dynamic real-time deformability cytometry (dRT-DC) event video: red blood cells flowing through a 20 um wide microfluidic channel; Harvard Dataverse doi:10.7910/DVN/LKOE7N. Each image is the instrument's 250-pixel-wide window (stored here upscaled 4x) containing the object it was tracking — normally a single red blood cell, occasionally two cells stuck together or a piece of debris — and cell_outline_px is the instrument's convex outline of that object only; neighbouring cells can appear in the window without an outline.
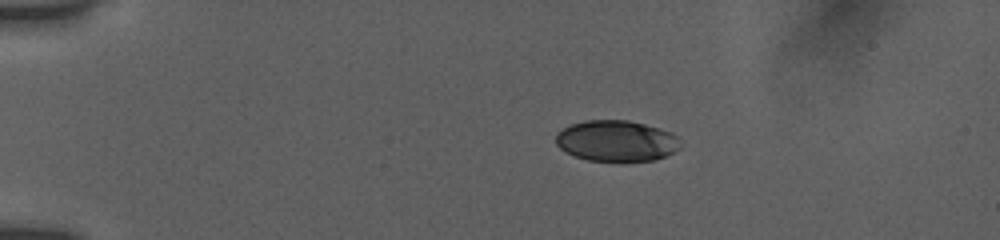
{"species": "human", "species_latin": "Homo sapiens", "temperature_condition": "room temperature", "stored_images_in_passage": 8, "camera_frame_rate_fps": 3000, "um_per_image_px": 0.085, "donor": {"sex": "female"}, "frame": {"image": 1, "passage_image": 4, "time_ms": 2.667, "image_size_px": [1000, 240], "cell_outline_px": [[684, 144], [680, 148], [664, 156], [652, 160], [620, 164], [588, 160], [564, 152], [556, 144], [556, 132], [568, 124], [584, 120], [628, 120], [660, 128], [672, 132]], "centroid_in_image_um": [52.39, 12.0], "position_along_channel_um": 32.6, "area_um2": 30.75}}
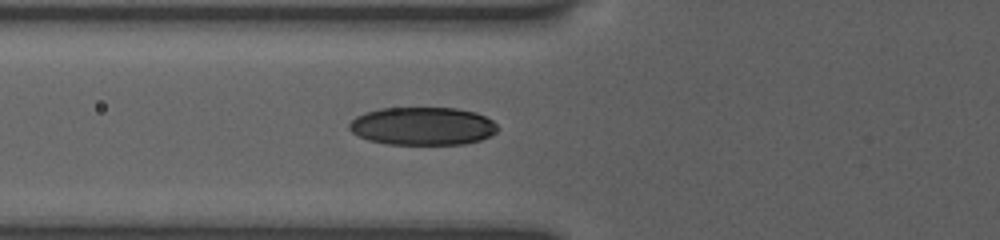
{"frame": {"image": 2, "passage_image": 8, "time_ms": 6.0, "image_size_px": [1000, 240], "cell_outline_px": [[496, 132], [480, 140], [464, 144], [388, 144], [368, 140], [356, 136], [348, 128], [348, 124], [356, 116], [364, 112], [380, 108], [456, 108], [476, 112], [492, 120], [496, 124]], "centroid_in_image_um": [35.87, 10.71], "position_along_channel_um": 89.9, "area_um2": 32.95}}